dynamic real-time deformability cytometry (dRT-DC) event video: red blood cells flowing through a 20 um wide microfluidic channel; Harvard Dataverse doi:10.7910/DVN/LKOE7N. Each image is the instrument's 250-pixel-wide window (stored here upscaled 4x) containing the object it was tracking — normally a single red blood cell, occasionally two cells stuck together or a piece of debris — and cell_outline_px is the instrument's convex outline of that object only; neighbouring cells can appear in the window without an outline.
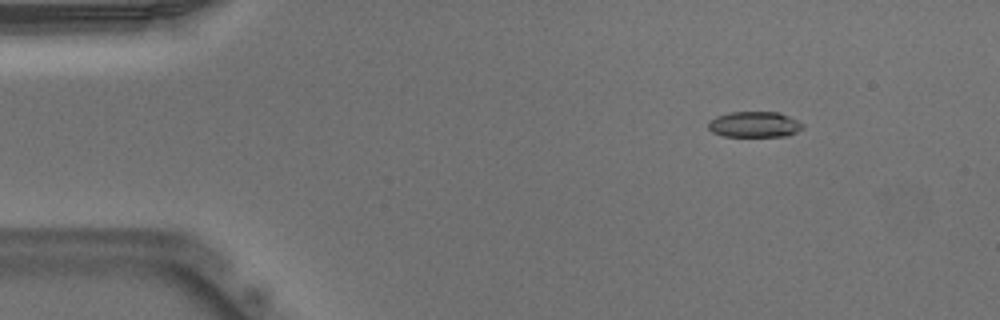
{"species": "Egyptian fruit bat (a non-hibernating species)", "species_latin": "Rousettus aegyptiacus", "temperature_condition": "warm", "stored_images_in_passage": 51, "camera_frame_rate_fps": 3000, "um_per_image_px": 0.085, "animal": {"sex": "male"}, "frame": {"image": 1, "passage_image": 7, "time_ms": 2.0, "image_size_px": [1000, 320], "cell_outline_px": [[804, 128], [788, 136], [724, 136], [712, 132], [708, 128], [708, 120], [716, 116], [732, 112], [776, 112], [788, 116], [804, 124]], "centroid_in_image_um": [64.11, 10.58], "position_along_channel_um": 20.9, "area_um2": 14.16}}
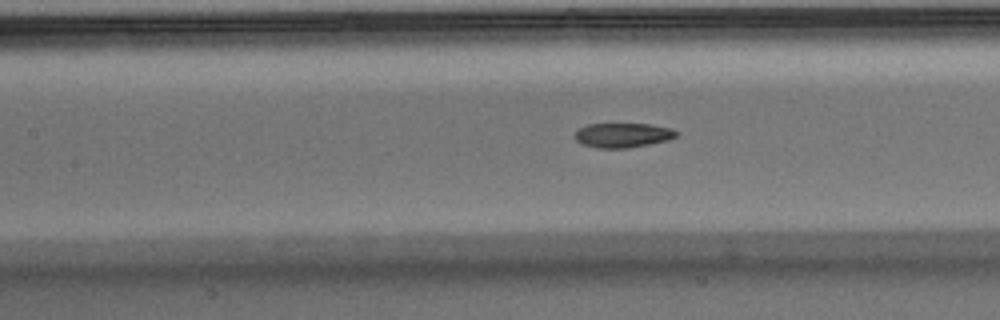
{"frame": {"image": 2, "passage_image": 23, "time_ms": 7.333, "image_size_px": [1000, 320], "cell_outline_px": [[680, 132], [676, 136], [668, 140], [628, 148], [596, 148], [584, 144], [576, 140], [576, 132], [580, 128], [588, 124], [648, 124], [672, 128]], "centroid_in_image_um": [52.98, 11.49], "position_along_channel_um": 154.4, "area_um2": 14.39}}
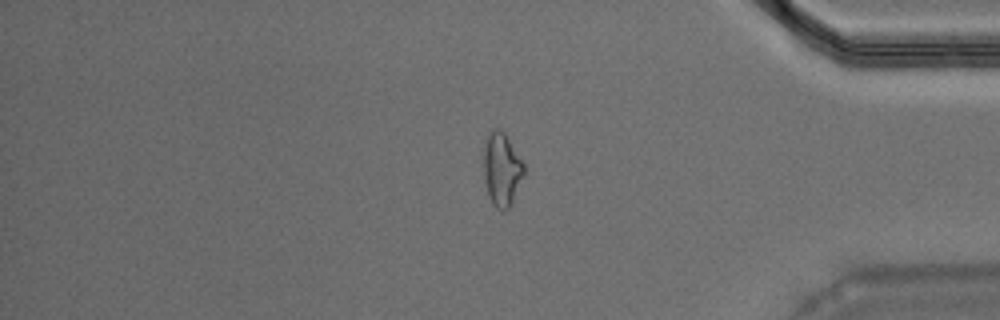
{"frame": {"image": 3, "passage_image": 43, "time_ms": 14.0, "image_size_px": [1000, 320], "cell_outline_px": [[524, 172], [512, 200], [508, 208], [496, 208], [492, 204], [488, 196], [484, 180], [480, 156], [484, 140], [488, 132], [492, 128], [496, 128], [504, 132], [524, 164]], "centroid_in_image_um": [42.55, 14.31], "position_along_channel_um": 392.6, "area_um2": 17.51}, "authors_computed_cell_mechanics": {"area_um2": 15.028, "velocity_mm_per_s": 3.9595, "shape_relaxation_time_tau1_ms": 8.9341, "shape_relaxation_time_tau2_ms": 2.4567, "deformation_change_tau1": 0.226, "deformation_change_tau2": 0.0917}}